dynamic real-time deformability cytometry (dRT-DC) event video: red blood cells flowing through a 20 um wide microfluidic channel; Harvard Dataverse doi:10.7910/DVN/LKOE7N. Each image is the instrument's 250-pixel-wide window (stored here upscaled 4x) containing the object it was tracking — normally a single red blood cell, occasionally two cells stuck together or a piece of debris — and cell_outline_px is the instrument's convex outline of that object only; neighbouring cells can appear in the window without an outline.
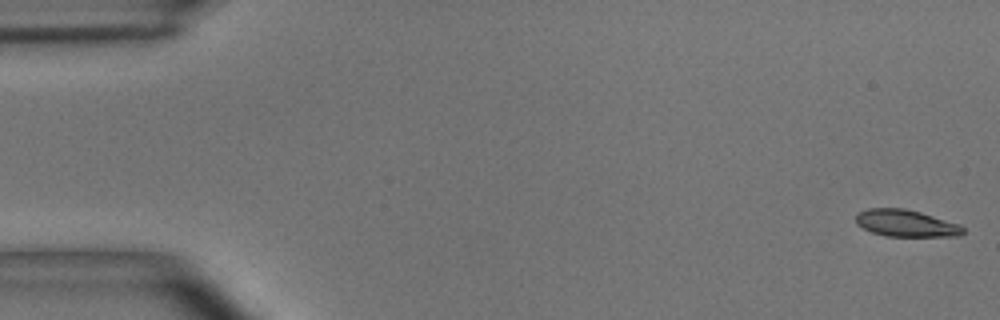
{"species": "common noctule bat (a hibernating species)", "species_latin": "Nyctalus noctula", "temperature_condition": "room temperature", "stored_images_in_passage": 55, "segment_of_instrument_passage": [1, 2], "camera_frame_rate_fps": 3000, "um_per_image_px": 0.085, "animal": {"sex": "male", "body_mass_g": 15.6}, "frame": {"image": 1, "passage_image": 1, "time_ms": 0.0, "image_size_px": [1000, 320], "cell_outline_px": [[964, 232], [960, 236], [884, 236], [872, 232], [856, 224], [856, 216], [860, 212], [868, 208], [904, 208], [920, 212], [960, 224], [964, 228]], "centroid_in_image_um": [77.02, 18.98], "position_along_channel_um": 8.0, "area_um2": 16.76}}
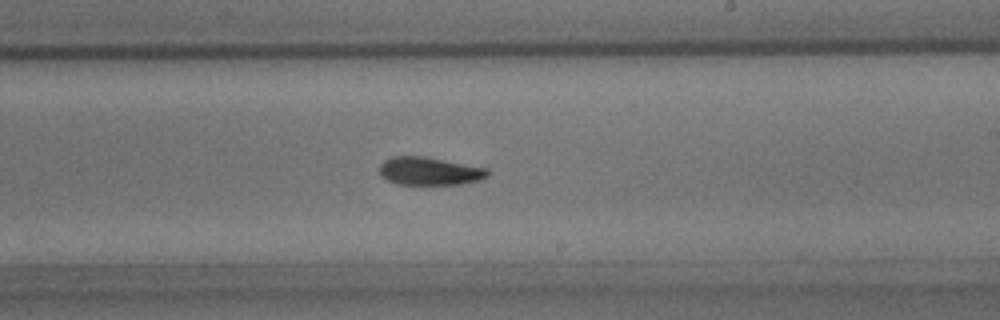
{"frame": {"image": 2, "passage_image": 32, "time_ms": 10.333, "image_size_px": [1000, 320], "cell_outline_px": [[488, 176], [480, 180], [460, 184], [396, 184], [380, 176], [380, 164], [384, 160], [392, 156], [424, 156], [488, 168]], "centroid_in_image_um": [36.49, 14.54], "position_along_channel_um": 252.5, "area_um2": 17.69}}
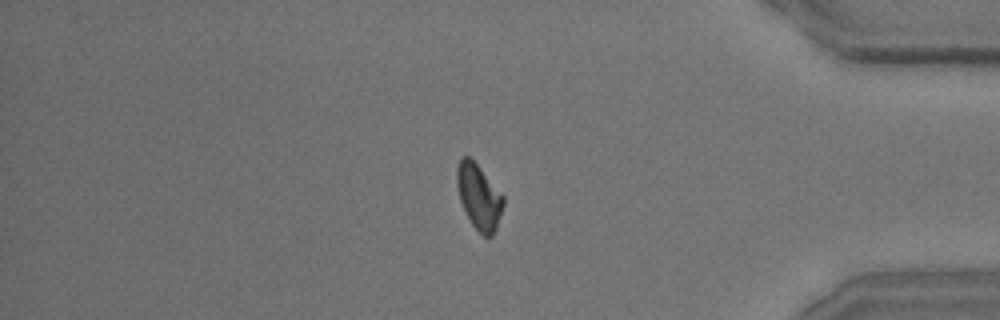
{"frame": {"image": 3, "passage_image": 46, "time_ms": 15.0, "image_size_px": [1000, 320], "cell_outline_px": [[504, 204], [496, 228], [492, 236], [484, 236], [472, 224], [460, 200], [456, 184], [456, 168], [460, 160], [464, 156], [468, 156], [480, 168], [504, 196]], "centroid_in_image_um": [40.7, 16.71], "position_along_channel_um": 394.5, "area_um2": 17.28}}